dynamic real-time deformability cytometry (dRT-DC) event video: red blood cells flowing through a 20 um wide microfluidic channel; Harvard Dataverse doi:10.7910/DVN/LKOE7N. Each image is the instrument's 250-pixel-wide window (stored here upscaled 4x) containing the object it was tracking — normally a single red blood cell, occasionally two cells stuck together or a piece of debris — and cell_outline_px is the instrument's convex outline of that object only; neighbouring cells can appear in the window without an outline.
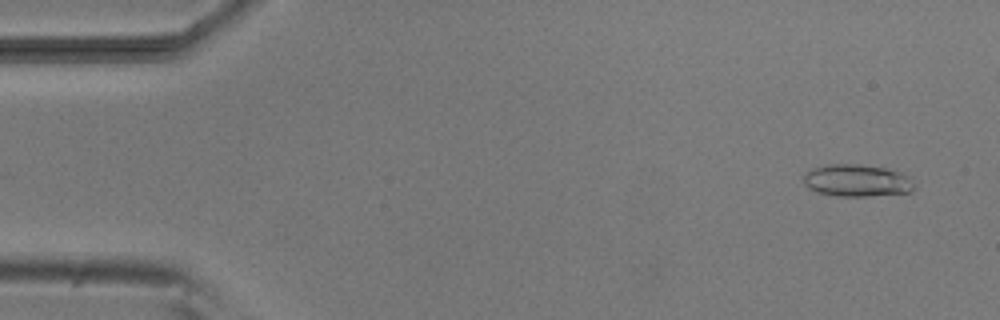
{"species": "common noctule bat (a hibernating species)", "species_latin": "Nyctalus noctula", "temperature_condition": "room temperature", "stored_images_in_passage": 48, "camera_frame_rate_fps": 3000, "um_per_image_px": 0.085, "animal": {"sex": "male", "body_mass_g": 20.5, "forearm_length_mm": 52.5}, "frame": {"image": 1, "passage_image": 3, "time_ms": 0.667, "image_size_px": [1000, 320], "cell_outline_px": [[916, 188], [908, 192], [868, 196], [836, 196], [816, 192], [808, 188], [804, 184], [804, 176], [812, 168], [828, 164], [860, 164], [884, 168], [912, 176]], "centroid_in_image_um": [72.86, 15.35], "position_along_channel_um": 12.1, "area_um2": 20.87}}
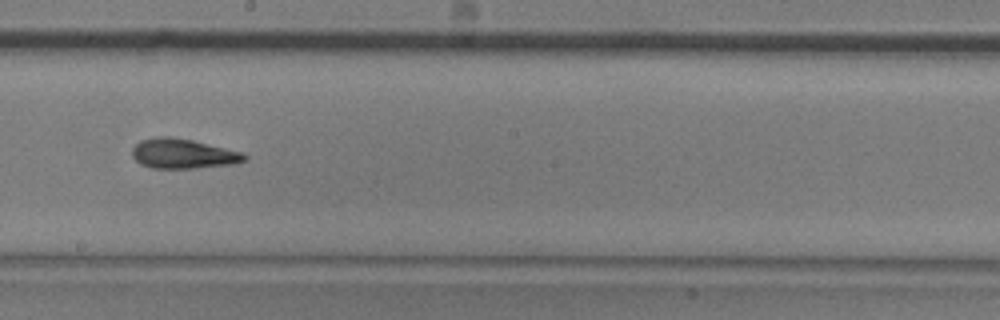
{"frame": {"image": 2, "passage_image": 29, "time_ms": 9.333, "image_size_px": [1000, 320], "cell_outline_px": [[248, 160], [232, 164], [196, 168], [152, 168], [140, 164], [132, 156], [132, 148], [140, 140], [156, 136], [172, 136], [192, 140], [240, 152], [248, 156]], "centroid_in_image_um": [15.52, 13.06], "position_along_channel_um": 232.7, "area_um2": 19.48}}
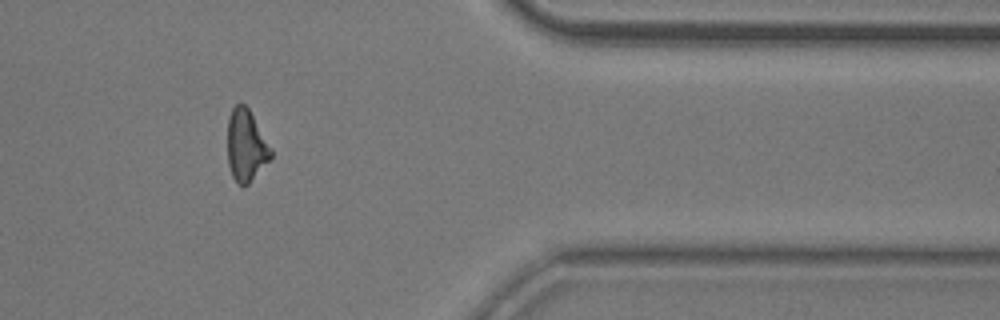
{"frame": {"image": 3, "passage_image": 43, "time_ms": 14.0, "image_size_px": [1000, 320], "cell_outline_px": [[272, 156], [248, 184], [240, 184], [232, 176], [228, 164], [228, 116], [232, 108], [236, 104], [244, 104], [248, 108], [272, 152]], "centroid_in_image_um": [20.88, 12.36], "position_along_channel_um": 390.5, "area_um2": 17.51}, "authors_computed_cell_mechanics": {"area_um2": 18.9873, "velocity_mm_per_s": 3.8503, "shape_relaxation_time_tau1_ms": 8.1529, "shape_relaxation_time_tau2_ms": 3.2342, "deformation_change_tau1": 0.2188, "deformation_change_tau2": 0.1292}}